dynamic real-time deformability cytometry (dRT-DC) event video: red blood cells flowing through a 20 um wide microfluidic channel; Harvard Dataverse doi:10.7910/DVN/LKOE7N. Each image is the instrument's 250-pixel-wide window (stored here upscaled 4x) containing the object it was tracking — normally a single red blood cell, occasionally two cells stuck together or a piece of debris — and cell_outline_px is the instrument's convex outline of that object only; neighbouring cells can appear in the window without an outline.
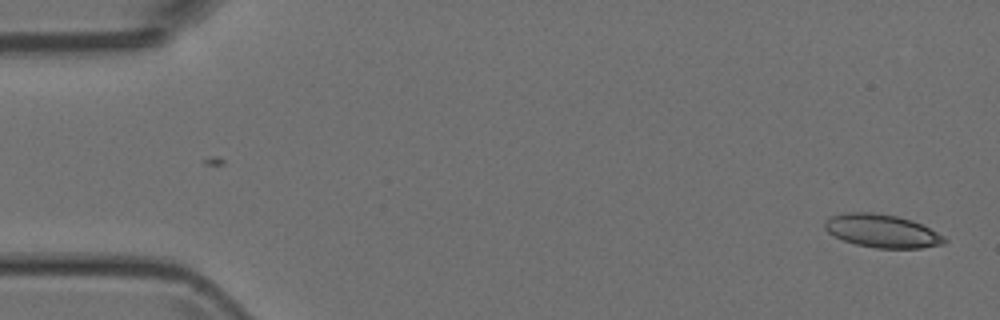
{"species": "Egyptian fruit bat (a non-hibernating species)", "species_latin": "Rousettus aegyptiacus", "temperature_condition": "room temperature", "stored_images_in_passage": 29, "camera_frame_rate_fps": 3000, "um_per_image_px": 0.085, "animal": {"sex": "female"}, "frame": {"image": 1, "passage_image": 1, "time_ms": 0.0, "image_size_px": [1000, 320], "cell_outline_px": [[948, 240], [944, 244], [920, 248], [876, 248], [856, 244], [844, 240], [828, 232], [824, 228], [824, 220], [832, 216], [848, 212], [872, 212], [896, 216], [912, 220], [944, 236]], "centroid_in_image_um": [74.97, 19.63], "position_along_channel_um": 10.0, "area_um2": 22.95}}
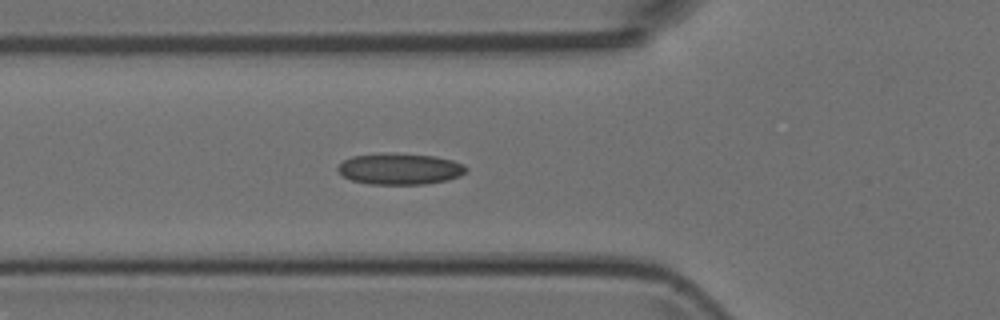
{"frame": {"image": 2, "passage_image": 17, "time_ms": 5.333, "image_size_px": [1000, 320], "cell_outline_px": [[468, 168], [460, 176], [448, 180], [424, 184], [368, 184], [352, 180], [344, 176], [336, 168], [344, 160], [352, 156], [384, 152], [396, 152], [436, 156], [452, 160], [464, 164]], "centroid_in_image_um": [34.0, 14.34], "position_along_channel_um": 91.8, "area_um2": 23.64}}
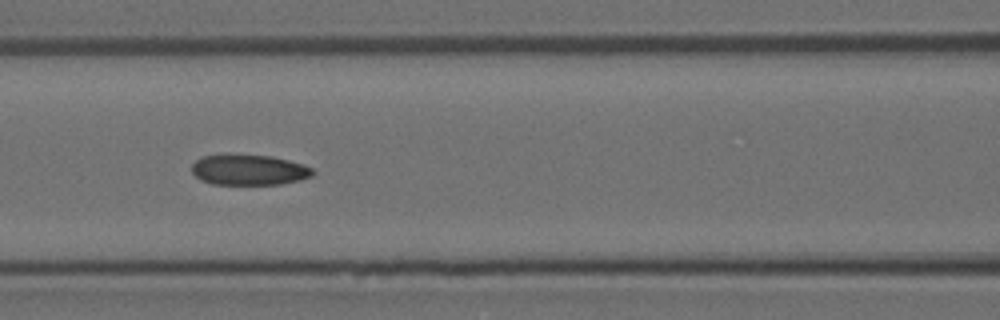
{"frame": {"image": 3, "passage_image": 21, "time_ms": 6.667, "image_size_px": [1000, 320], "cell_outline_px": [[316, 172], [312, 176], [300, 180], [280, 184], [212, 184], [200, 180], [192, 172], [192, 164], [196, 160], [204, 156], [272, 156], [304, 164], [312, 168]], "centroid_in_image_um": [21.21, 14.46], "position_along_channel_um": 145.4, "area_um2": 21.15}}